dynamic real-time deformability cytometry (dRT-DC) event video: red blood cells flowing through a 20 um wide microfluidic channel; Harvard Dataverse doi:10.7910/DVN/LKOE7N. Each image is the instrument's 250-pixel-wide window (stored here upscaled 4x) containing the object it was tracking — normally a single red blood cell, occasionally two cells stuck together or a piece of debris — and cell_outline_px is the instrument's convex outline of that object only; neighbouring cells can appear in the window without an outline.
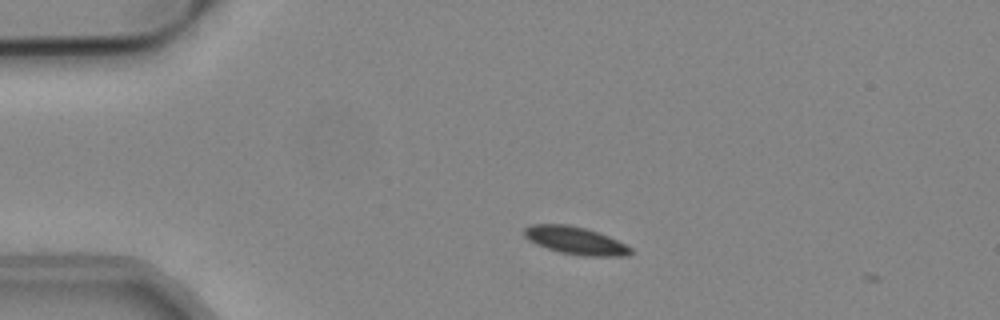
{"species": "common noctule bat (a hibernating species)", "species_latin": "Nyctalus noctula", "temperature_condition": "cold", "stored_images_in_passage": 5, "camera_frame_rate_fps": 3000, "um_per_image_px": 0.085, "animal": {"sex": "male", "body_mass_g": 19.2, "forearm_length_mm": 51.8}, "frame": {"image": 1, "passage_image": 4, "time_ms": 1.0, "image_size_px": [1000, 320], "cell_outline_px": [[632, 252], [628, 256], [592, 256], [560, 252], [548, 248], [524, 236], [524, 228], [532, 224], [568, 224], [584, 228], [608, 236], [632, 248]], "centroid_in_image_um": [48.94, 20.44], "position_along_channel_um": 36.1, "area_um2": 16.65}}